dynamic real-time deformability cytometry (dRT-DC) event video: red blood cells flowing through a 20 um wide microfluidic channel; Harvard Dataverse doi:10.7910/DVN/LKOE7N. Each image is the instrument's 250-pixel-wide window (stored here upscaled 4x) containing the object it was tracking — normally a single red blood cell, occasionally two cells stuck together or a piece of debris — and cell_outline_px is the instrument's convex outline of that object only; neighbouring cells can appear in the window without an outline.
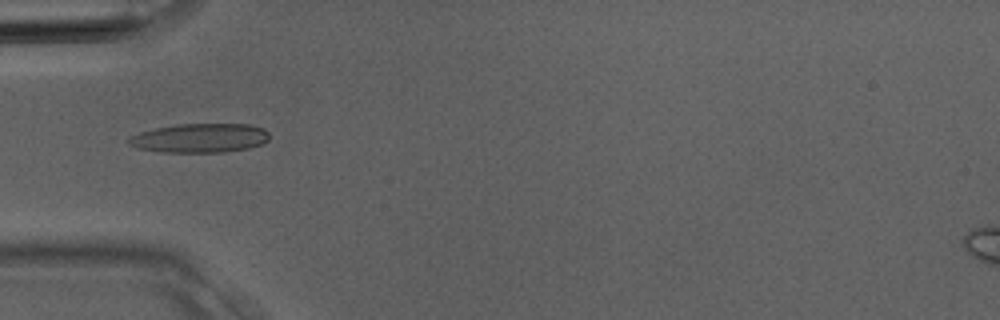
{"species": "Egyptian fruit bat (a non-hibernating species)", "species_latin": "Rousettus aegyptiacus", "temperature_condition": "room temperature", "stored_images_in_passage": 4, "camera_frame_rate_fps": 3000, "um_per_image_px": 0.085, "animal": {"sex": "male"}, "frame": {"image": 1, "passage_image": 4, "time_ms": 1.0, "image_size_px": [1000, 320], "cell_outline_px": [[268, 140], [260, 144], [248, 148], [224, 152], [160, 152], [140, 148], [128, 144], [128, 140], [132, 136], [140, 132], [156, 128], [176, 124], [248, 124], [264, 128], [268, 132]], "centroid_in_image_um": [17.01, 11.73], "position_along_channel_um": 68.0, "area_um2": 23.7}}